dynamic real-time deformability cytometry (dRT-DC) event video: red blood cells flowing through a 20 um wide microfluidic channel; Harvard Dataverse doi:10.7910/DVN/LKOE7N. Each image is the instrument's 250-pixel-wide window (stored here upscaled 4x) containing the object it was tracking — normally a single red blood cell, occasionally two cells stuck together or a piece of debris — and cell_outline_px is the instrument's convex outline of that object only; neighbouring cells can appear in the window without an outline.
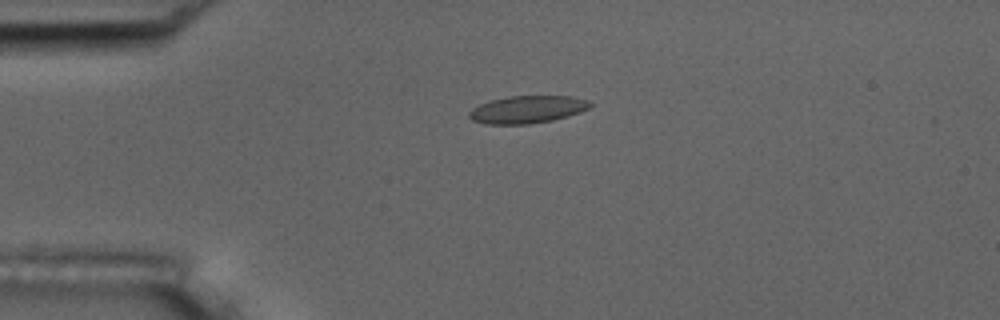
{"species": "common noctule bat (a hibernating species)", "species_latin": "Nyctalus noctula", "temperature_condition": "room temperature", "stored_images_in_passage": 5, "camera_frame_rate_fps": 3000, "um_per_image_px": 0.085, "animal": {"sex": "male", "body_mass_g": 17.5, "forearm_length_mm": 52.3}, "frame": {"image": 1, "passage_image": 4, "time_ms": 3.667, "image_size_px": [1000, 320], "cell_outline_px": [[592, 104], [588, 108], [580, 112], [568, 116], [552, 120], [528, 124], [484, 124], [472, 120], [468, 116], [468, 112], [472, 108], [488, 100], [508, 96], [572, 96], [592, 100]], "centroid_in_image_um": [44.82, 9.29], "position_along_channel_um": 40.2, "area_um2": 19.59}}